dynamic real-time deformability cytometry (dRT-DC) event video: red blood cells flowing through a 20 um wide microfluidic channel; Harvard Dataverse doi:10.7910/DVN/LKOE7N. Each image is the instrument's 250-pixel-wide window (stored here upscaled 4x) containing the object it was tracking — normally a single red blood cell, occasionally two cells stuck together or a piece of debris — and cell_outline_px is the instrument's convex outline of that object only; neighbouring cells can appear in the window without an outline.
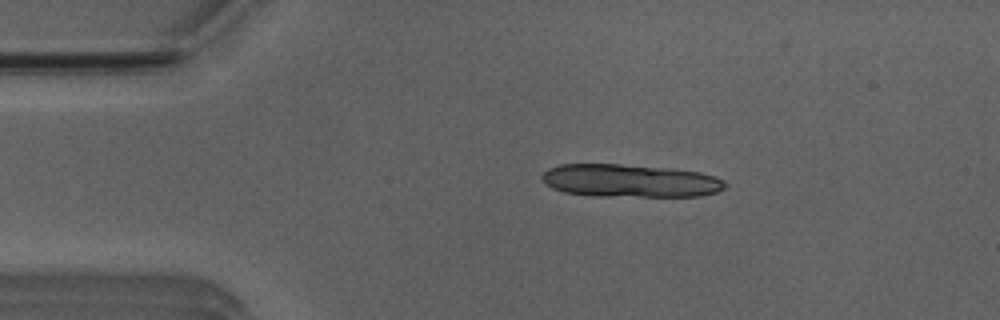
{"species": "Egyptian fruit bat (a non-hibernating species)", "species_latin": "Rousettus aegyptiacus", "temperature_condition": "room temperature", "stored_images_in_passage": 38, "segment_of_instrument_passage": [1, 2], "camera_frame_rate_fps": 3000, "um_per_image_px": 0.085, "animal": {"sex": "male"}, "frame": {"image": 1, "passage_image": 3, "time_ms": 0.667, "image_size_px": [1000, 320], "cell_outline_px": [[728, 184], [724, 188], [716, 192], [700, 196], [596, 196], [564, 192], [552, 188], [540, 176], [548, 168], [560, 164], [620, 164], [672, 168], [700, 172], [716, 176], [724, 180]], "centroid_in_image_um": [53.58, 15.36], "position_along_channel_um": 31.4, "area_um2": 35.32}}